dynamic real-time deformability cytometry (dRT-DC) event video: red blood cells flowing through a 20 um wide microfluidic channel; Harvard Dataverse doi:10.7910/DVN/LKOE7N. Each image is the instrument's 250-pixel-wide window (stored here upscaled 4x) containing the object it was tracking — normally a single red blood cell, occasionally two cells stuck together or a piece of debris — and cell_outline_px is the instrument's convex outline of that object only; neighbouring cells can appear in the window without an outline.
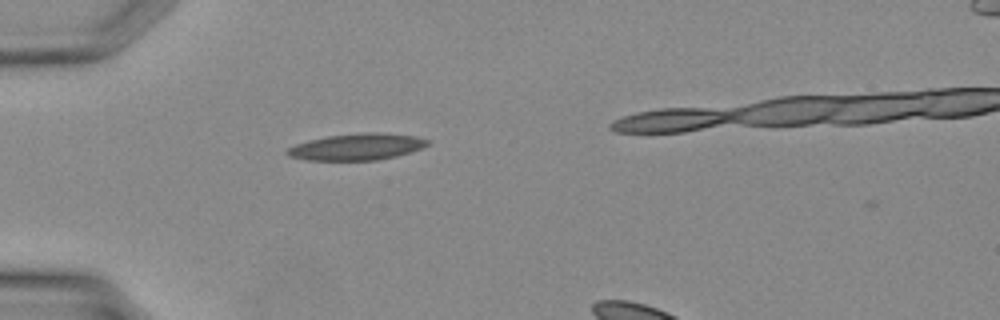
{"species": "Egyptian fruit bat (a non-hibernating species)", "species_latin": "Rousettus aegyptiacus", "temperature_condition": "warm", "stored_images_in_passage": 24, "camera_frame_rate_fps": 3000, "um_per_image_px": 0.085, "animal": {"sex": "female"}, "frame": {"image": 1, "passage_image": 2, "time_ms": 0.333, "image_size_px": [1000, 320], "cell_outline_px": [[428, 144], [420, 148], [396, 156], [376, 160], [304, 160], [288, 156], [284, 152], [288, 148], [296, 144], [308, 140], [328, 136], [364, 132], [380, 132], [416, 136], [428, 140]], "centroid_in_image_um": [30.28, 12.48], "position_along_channel_um": 54.7, "area_um2": 21.62}}
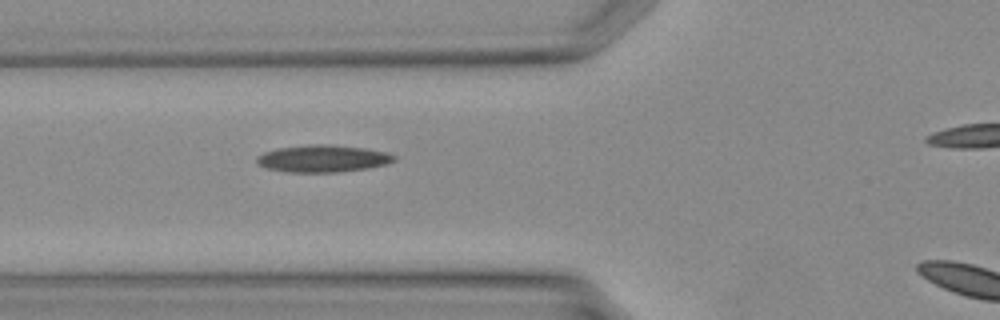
{"frame": {"image": 2, "passage_image": 5, "time_ms": 1.333, "image_size_px": [1000, 320], "cell_outline_px": [[396, 160], [388, 164], [368, 168], [340, 172], [288, 172], [268, 168], [260, 164], [256, 160], [256, 156], [264, 152], [280, 148], [312, 144], [324, 144], [364, 148], [388, 152], [396, 156]], "centroid_in_image_um": [27.5, 13.48], "position_along_channel_um": 98.3, "area_um2": 21.62}}
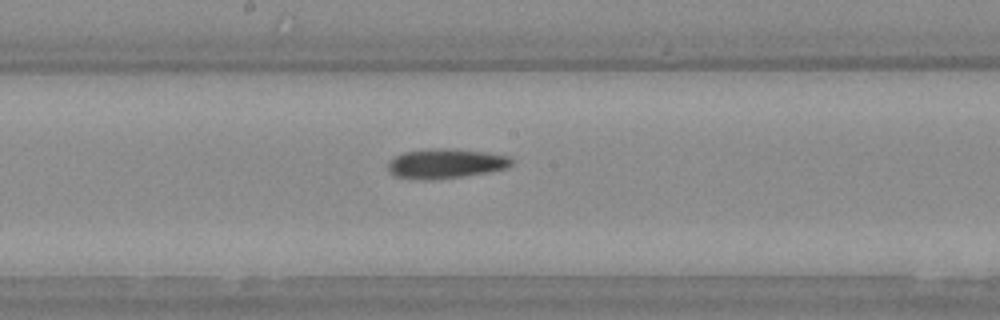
{"frame": {"image": 3, "passage_image": 11, "time_ms": 3.333, "image_size_px": [1000, 320], "cell_outline_px": [[512, 164], [504, 168], [488, 172], [460, 176], [428, 180], [396, 176], [388, 172], [388, 164], [396, 156], [404, 152], [428, 148], [452, 148], [488, 152], [508, 156], [512, 160]], "centroid_in_image_um": [37.87, 13.88], "position_along_channel_um": 210.3, "area_um2": 21.15}}